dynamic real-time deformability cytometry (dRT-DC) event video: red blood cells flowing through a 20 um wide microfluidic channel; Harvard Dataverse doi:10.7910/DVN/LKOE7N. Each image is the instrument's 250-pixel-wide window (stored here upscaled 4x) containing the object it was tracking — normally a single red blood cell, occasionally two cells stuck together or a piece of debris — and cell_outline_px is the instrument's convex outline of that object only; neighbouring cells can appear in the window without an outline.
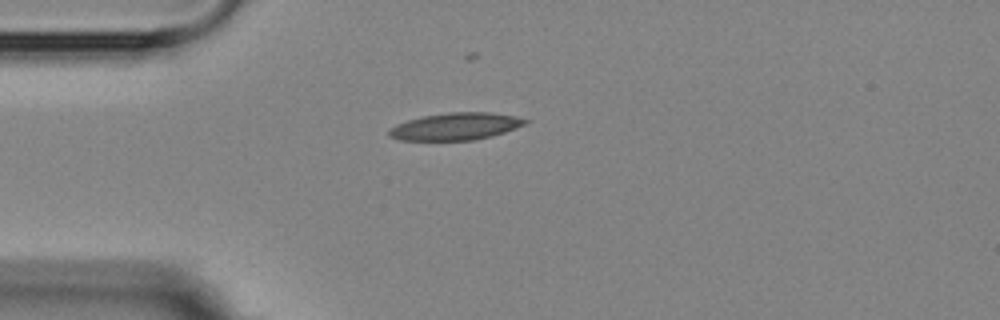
{"species": "Egyptian fruit bat (a non-hibernating species)", "species_latin": "Rousettus aegyptiacus", "temperature_condition": "room temperature", "stored_images_in_passage": 4, "camera_frame_rate_fps": 3000, "um_per_image_px": 0.085, "animal": {"sex": "female"}, "frame": {"image": 1, "passage_image": 1, "time_ms": 0.0, "image_size_px": [1000, 320], "cell_outline_px": [[528, 120], [524, 124], [504, 132], [472, 140], [400, 140], [388, 136], [388, 128], [396, 124], [408, 120], [424, 116], [448, 112], [488, 112], [512, 116]], "centroid_in_image_um": [38.63, 10.74], "position_along_channel_um": 46.4, "area_um2": 21.21}}
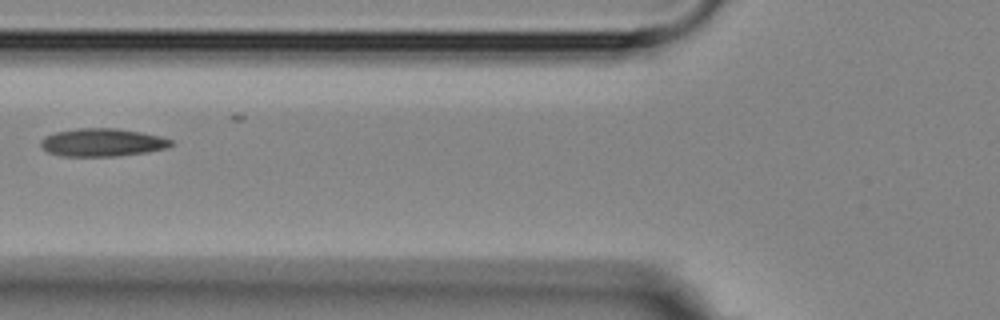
{"frame": {"image": 2, "passage_image": 3, "time_ms": 2.333, "image_size_px": [1000, 320], "cell_outline_px": [[172, 144], [168, 148], [148, 152], [116, 156], [60, 156], [48, 152], [40, 148], [40, 140], [44, 136], [56, 132], [76, 128], [116, 128], [140, 132], [160, 136], [172, 140]], "centroid_in_image_um": [8.66, 12.11], "position_along_channel_um": 117.1, "area_um2": 21.39}}
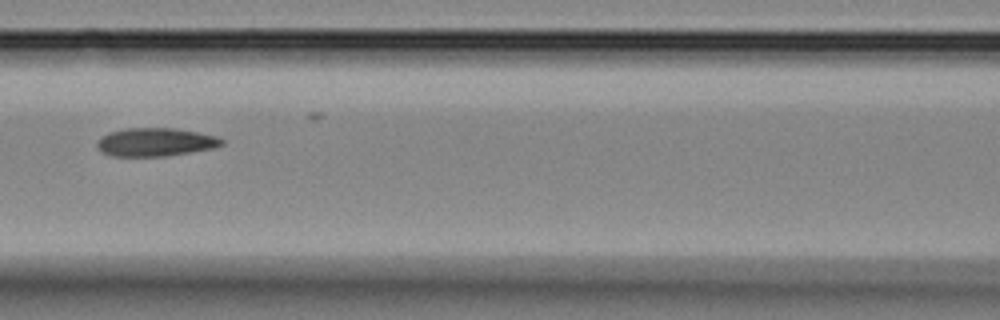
{"frame": {"image": 3, "passage_image": 4, "time_ms": 3.333, "image_size_px": [1000, 320], "cell_outline_px": [[224, 144], [212, 148], [168, 156], [112, 156], [96, 148], [96, 140], [108, 132], [124, 128], [176, 128], [216, 136], [224, 140]], "centroid_in_image_um": [13.17, 12.07], "position_along_channel_um": 153.4, "area_um2": 20.63}}